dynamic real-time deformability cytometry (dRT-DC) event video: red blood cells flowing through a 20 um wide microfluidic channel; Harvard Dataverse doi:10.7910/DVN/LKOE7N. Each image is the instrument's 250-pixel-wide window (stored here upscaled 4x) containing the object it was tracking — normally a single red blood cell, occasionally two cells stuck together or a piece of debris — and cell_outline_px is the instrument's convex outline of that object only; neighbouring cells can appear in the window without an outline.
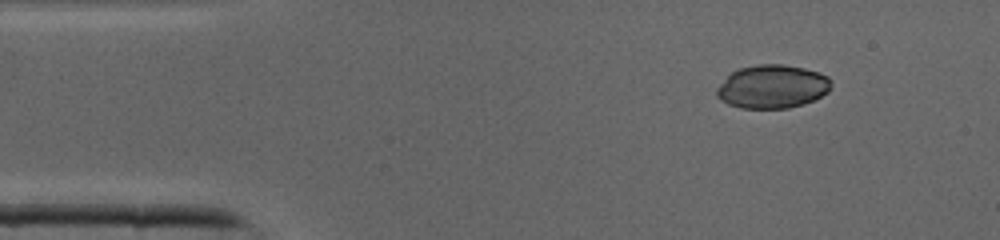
{"species": "common noctule bat (a hibernating species)", "species_latin": "Nyctalus noctula", "temperature_condition": "cold", "stored_images_in_passage": 6, "camera_frame_rate_fps": 3000, "um_per_image_px": 0.085, "animal": {"sex": "male", "body_mass_g": 19.0, "forearm_length_mm": 50.8}, "frame": {"image": 1, "passage_image": 1, "time_ms": 0.0, "image_size_px": [1000, 240], "cell_outline_px": [[832, 88], [828, 92], [812, 100], [788, 108], [740, 108], [728, 104], [720, 100], [716, 96], [716, 88], [732, 72], [740, 68], [756, 64], [784, 64], [804, 68], [828, 76], [832, 80]], "centroid_in_image_um": [65.64, 7.36], "position_along_channel_um": 19.4, "area_um2": 28.96}}